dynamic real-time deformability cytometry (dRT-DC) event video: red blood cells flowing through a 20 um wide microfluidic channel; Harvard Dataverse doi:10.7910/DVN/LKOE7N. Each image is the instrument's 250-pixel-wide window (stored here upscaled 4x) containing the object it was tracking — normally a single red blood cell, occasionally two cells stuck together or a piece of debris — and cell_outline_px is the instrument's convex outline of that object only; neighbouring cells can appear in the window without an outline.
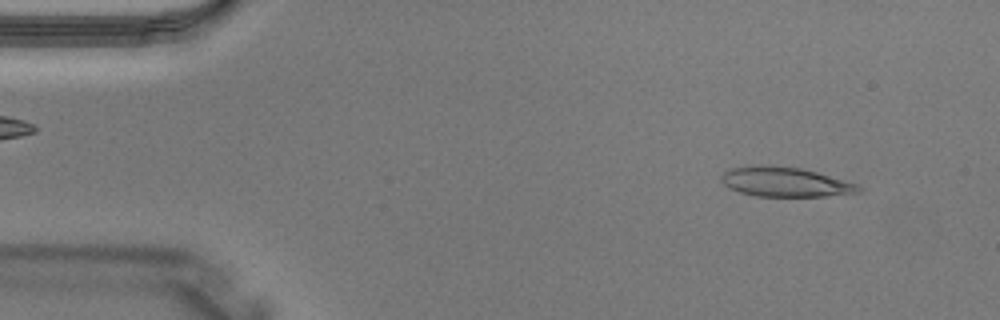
{"species": "Egyptian fruit bat (a non-hibernating species)", "species_latin": "Rousettus aegyptiacus", "temperature_condition": "warm", "stored_images_in_passage": 3, "camera_frame_rate_fps": 3000, "um_per_image_px": 0.085, "animal": {"sex": "male"}, "frame": {"image": 1, "passage_image": 3, "time_ms": 0.667, "image_size_px": [1000, 320], "cell_outline_px": [[864, 188], [860, 192], [824, 196], [756, 196], [740, 192], [728, 188], [720, 180], [720, 176], [728, 168], [752, 164], [772, 164], [800, 168], [816, 172], [856, 184]], "centroid_in_image_um": [66.65, 15.44], "position_along_channel_um": 18.4, "area_um2": 23.93}}